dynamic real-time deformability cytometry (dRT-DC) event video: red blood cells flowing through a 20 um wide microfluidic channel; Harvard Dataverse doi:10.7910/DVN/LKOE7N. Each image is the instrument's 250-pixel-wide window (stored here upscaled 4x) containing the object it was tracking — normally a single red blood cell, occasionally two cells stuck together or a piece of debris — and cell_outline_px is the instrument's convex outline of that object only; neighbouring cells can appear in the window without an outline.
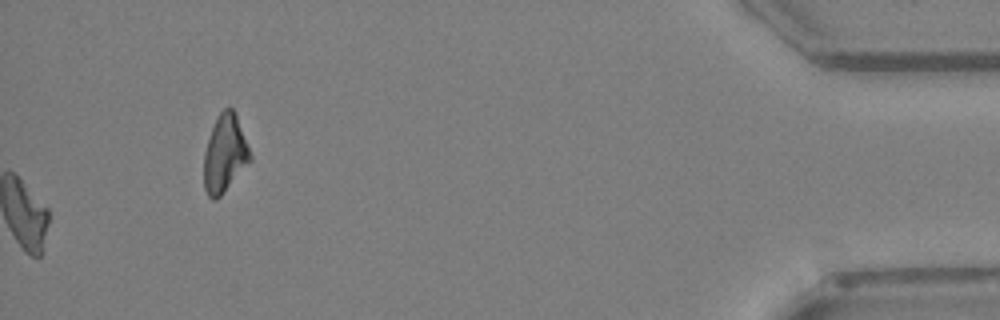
{"species": "Egyptian fruit bat (a non-hibernating species)", "species_latin": "Rousettus aegyptiacus", "temperature_condition": "warm", "stored_images_in_passage": 43, "camera_frame_rate_fps": 3000, "um_per_image_px": 0.085, "animal": {"sex": "female"}, "frame": {"image": 1, "passage_image": 43, "time_ms": 14.0, "image_size_px": [1000, 320], "cell_outline_px": [[252, 160], [220, 196], [216, 200], [212, 200], [208, 196], [204, 188], [204, 152], [212, 128], [220, 112], [224, 108], [232, 108], [236, 116], [252, 156]], "centroid_in_image_um": [19.1, 13.11], "position_along_channel_um": 416.1, "area_um2": 20.52}}